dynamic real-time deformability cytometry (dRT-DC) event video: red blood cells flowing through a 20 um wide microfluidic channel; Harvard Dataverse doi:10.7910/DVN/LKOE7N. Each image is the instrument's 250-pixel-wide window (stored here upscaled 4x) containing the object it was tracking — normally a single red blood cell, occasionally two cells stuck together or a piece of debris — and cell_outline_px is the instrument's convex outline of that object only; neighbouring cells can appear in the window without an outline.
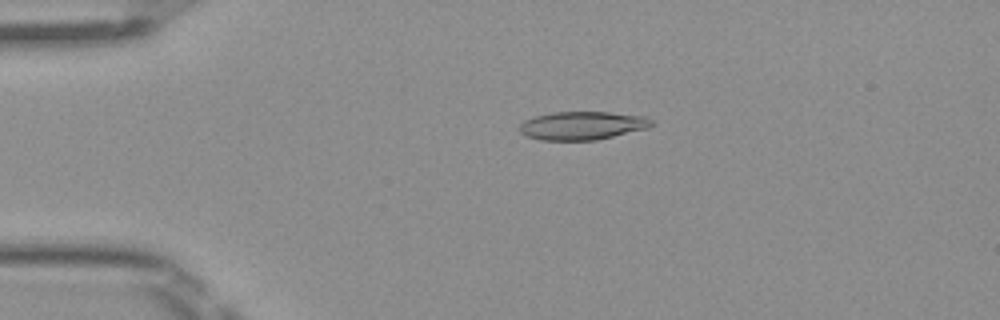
{"species": "Egyptian fruit bat (a non-hibernating species)", "species_latin": "Rousettus aegyptiacus", "temperature_condition": "room temperature", "stored_images_in_passage": 50, "camera_frame_rate_fps": 3000, "um_per_image_px": 0.085, "frame": {"image": 1, "passage_image": 11, "time_ms": 3.333, "image_size_px": [1000, 320], "cell_outline_px": [[656, 124], [648, 128], [596, 140], [540, 140], [528, 136], [520, 132], [520, 124], [524, 120], [536, 116], [552, 112], [608, 112], [644, 116], [652, 120]], "centroid_in_image_um": [49.52, 10.67], "position_along_channel_um": 35.5, "area_um2": 21.73}}
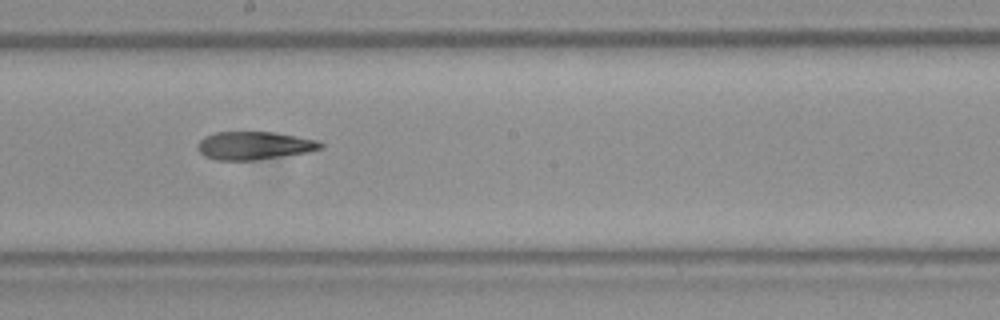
{"frame": {"image": 2, "passage_image": 28, "time_ms": 9.0, "image_size_px": [1000, 320], "cell_outline_px": [[324, 148], [308, 152], [252, 160], [216, 160], [204, 156], [196, 148], [200, 140], [204, 136], [216, 132], [276, 132], [320, 140], [324, 144]], "centroid_in_image_um": [21.64, 12.36], "position_along_channel_um": 226.6, "area_um2": 20.23}}
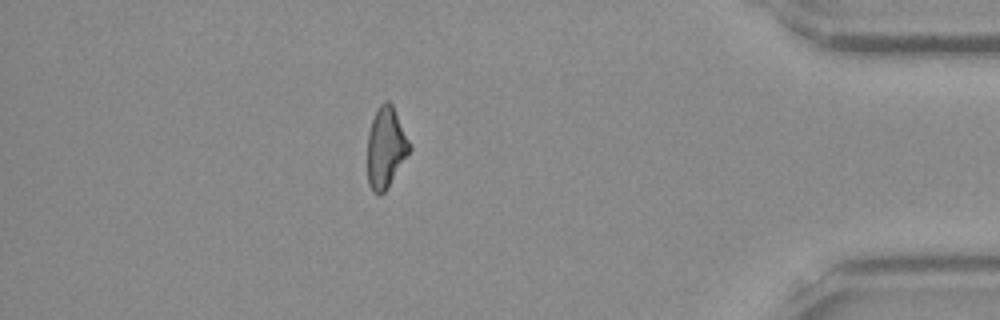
{"frame": {"image": 3, "passage_image": 44, "time_ms": 14.333, "image_size_px": [1000, 320], "cell_outline_px": [[412, 148], [388, 188], [380, 196], [376, 196], [372, 192], [368, 184], [368, 132], [376, 108], [384, 100], [388, 100], [392, 104]], "centroid_in_image_um": [32.78, 12.57], "position_along_channel_um": 402.4, "area_um2": 19.94}, "authors_computed_cell_mechanics": {"area_um2": 21.2126, "velocity_mm_per_s": 4.0713, "shape_relaxation_time_tau1_ms": null, "shape_relaxation_time_tau2_ms": 7.0667, "deformation_change_tau1": null, "deformation_change_tau2": 0.1931}}